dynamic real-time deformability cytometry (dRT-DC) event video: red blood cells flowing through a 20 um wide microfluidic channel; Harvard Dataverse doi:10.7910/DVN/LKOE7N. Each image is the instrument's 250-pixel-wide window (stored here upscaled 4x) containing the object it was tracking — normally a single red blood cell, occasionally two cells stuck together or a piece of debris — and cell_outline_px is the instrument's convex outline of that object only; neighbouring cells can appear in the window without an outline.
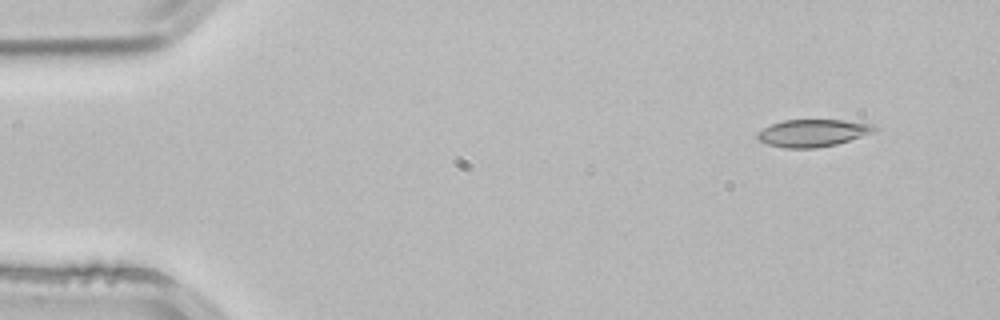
{"species": "common noctule bat (a hibernating species)", "species_latin": "Nyctalus noctula", "temperature_condition": "room temperature", "stored_images_in_passage": 3, "camera_frame_rate_fps": 3000, "um_per_image_px": 0.085, "animal": {"sex": "male", "body_mass_g": 21.5, "forearm_length_mm": 52.0}, "frame": {"image": 1, "passage_image": 1, "time_ms": 0.0, "image_size_px": [1000, 320], "cell_outline_px": [[880, 128], [876, 132], [836, 144], [816, 148], [784, 148], [768, 144], [760, 140], [756, 136], [756, 132], [772, 124], [784, 120], [840, 120], [876, 124]], "centroid_in_image_um": [69.14, 11.3], "position_along_channel_um": 15.9, "area_um2": 18.73}}
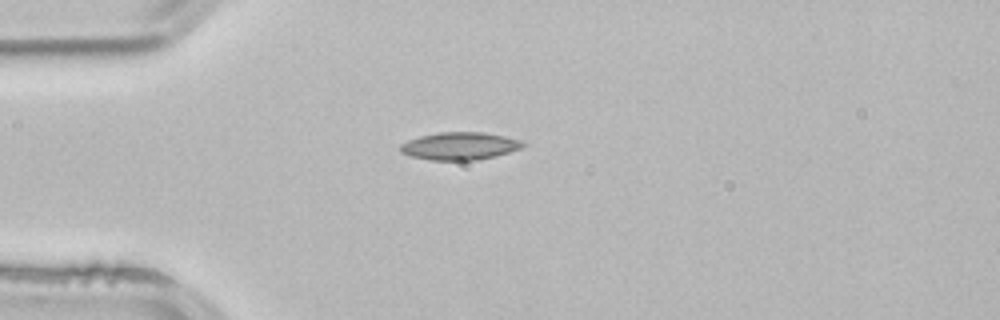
{"frame": {"image": 2, "passage_image": 3, "time_ms": 0.667, "image_size_px": [1000, 320], "cell_outline_px": [[524, 144], [520, 148], [496, 156], [476, 160], [432, 160], [412, 156], [400, 152], [400, 144], [408, 140], [420, 136], [440, 132], [484, 132], [504, 136], [520, 140]], "centroid_in_image_um": [39.05, 12.41], "position_along_channel_um": 45.9, "area_um2": 19.54}}